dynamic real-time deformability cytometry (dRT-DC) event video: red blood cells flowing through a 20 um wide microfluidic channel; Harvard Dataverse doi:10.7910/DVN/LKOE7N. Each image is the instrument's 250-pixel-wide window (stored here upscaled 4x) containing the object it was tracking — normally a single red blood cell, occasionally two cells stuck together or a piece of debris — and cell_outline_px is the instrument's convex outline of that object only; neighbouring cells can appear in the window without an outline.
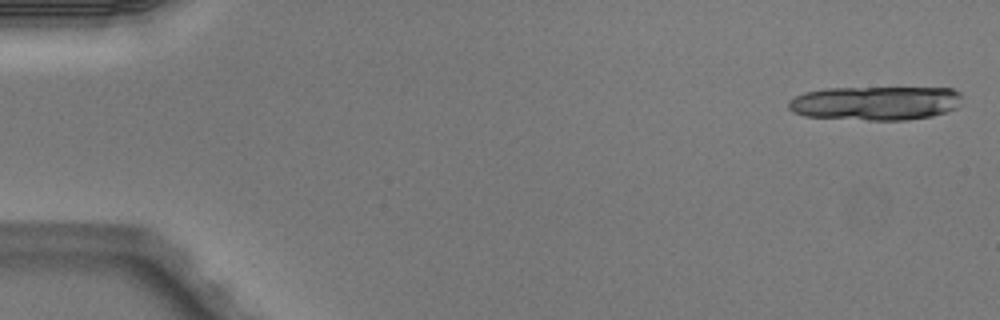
{"species": "Egyptian fruit bat (a non-hibernating species)", "species_latin": "Rousettus aegyptiacus", "temperature_condition": "warm", "stored_images_in_passage": 5, "segment_of_instrument_passage": [1, 2], "camera_frame_rate_fps": 3000, "um_per_image_px": 0.085, "animal": {"sex": "male"}, "frame": {"image": 1, "passage_image": 1, "time_ms": 0.0, "image_size_px": [1000, 320], "cell_outline_px": [[960, 104], [956, 108], [948, 112], [932, 116], [908, 120], [868, 120], [804, 116], [792, 112], [788, 108], [788, 100], [804, 92], [824, 88], [952, 88], [960, 92]], "centroid_in_image_um": [74.41, 8.76], "position_along_channel_um": 10.6, "area_um2": 34.68}}